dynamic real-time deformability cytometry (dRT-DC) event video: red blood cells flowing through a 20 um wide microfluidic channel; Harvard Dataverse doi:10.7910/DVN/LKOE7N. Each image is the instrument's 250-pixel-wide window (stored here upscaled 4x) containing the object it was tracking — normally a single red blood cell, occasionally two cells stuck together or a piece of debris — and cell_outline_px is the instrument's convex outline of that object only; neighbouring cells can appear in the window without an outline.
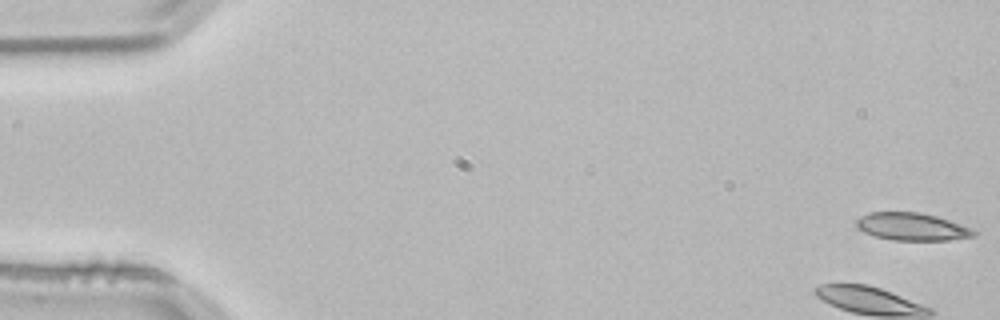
{"species": "common noctule bat (a hibernating species)", "species_latin": "Nyctalus noctula", "temperature_condition": "room temperature", "stored_images_in_passage": 53, "camera_frame_rate_fps": 3000, "um_per_image_px": 0.085, "animal": {"sex": "male", "body_mass_g": 21.5, "forearm_length_mm": 52.0}, "frame": {"image": 1, "passage_image": 1, "time_ms": 0.0, "image_size_px": [1000, 320], "cell_outline_px": [[976, 236], [948, 240], [892, 240], [876, 236], [864, 232], [856, 228], [856, 220], [860, 216], [868, 212], [920, 212], [936, 216], [948, 220], [968, 228], [976, 232]], "centroid_in_image_um": [77.45, 19.26], "position_along_channel_um": 7.5, "area_um2": 18.73}}